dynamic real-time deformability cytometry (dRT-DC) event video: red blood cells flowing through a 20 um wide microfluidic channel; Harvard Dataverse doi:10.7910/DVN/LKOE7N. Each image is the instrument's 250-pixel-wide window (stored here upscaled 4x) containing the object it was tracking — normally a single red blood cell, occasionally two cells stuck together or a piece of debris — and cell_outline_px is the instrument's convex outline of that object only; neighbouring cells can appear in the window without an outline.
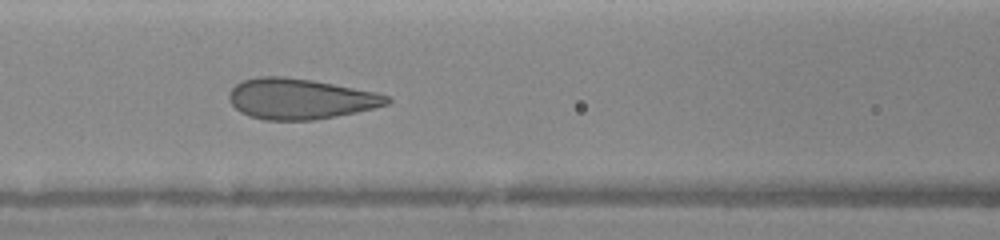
{"species": "human", "species_latin": "Homo sapiens", "temperature_condition": "warm", "stored_images_in_passage": 15, "camera_frame_rate_fps": 3000, "um_per_image_px": 0.085, "donor": {"sex": "female"}, "frame": {"image": 1, "passage_image": 13, "time_ms": 6.333, "image_size_px": [1000, 240], "cell_outline_px": [[392, 100], [388, 104], [356, 112], [336, 116], [312, 120], [264, 120], [248, 116], [240, 112], [228, 100], [228, 92], [236, 84], [244, 80], [260, 76], [284, 76], [312, 80], [376, 92], [388, 96]], "centroid_in_image_um": [25.48, 8.4], "position_along_channel_um": 141.1, "area_um2": 37.34}}
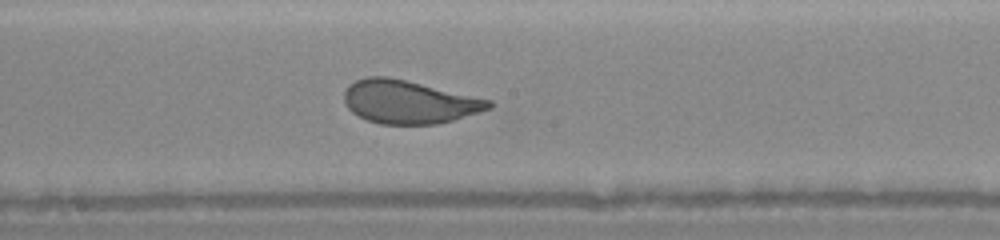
{"frame": {"image": 2, "passage_image": 15, "time_ms": 8.0, "image_size_px": [1000, 240], "cell_outline_px": [[492, 108], [452, 120], [436, 124], [380, 124], [368, 120], [352, 112], [348, 108], [344, 100], [344, 92], [348, 84], [356, 80], [368, 76], [388, 76], [492, 100]], "centroid_in_image_um": [34.74, 8.66], "position_along_channel_um": 213.5, "area_um2": 36.24}}